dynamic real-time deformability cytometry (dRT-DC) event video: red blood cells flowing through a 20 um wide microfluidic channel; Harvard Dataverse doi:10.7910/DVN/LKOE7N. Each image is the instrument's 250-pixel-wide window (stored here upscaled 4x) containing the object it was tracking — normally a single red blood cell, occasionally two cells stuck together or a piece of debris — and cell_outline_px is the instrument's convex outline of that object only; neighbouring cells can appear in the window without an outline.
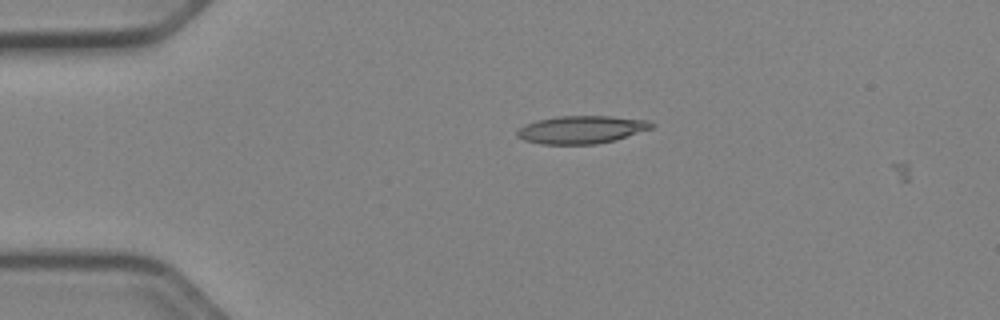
{"species": "Egyptian fruit bat (a non-hibernating species)", "species_latin": "Rousettus aegyptiacus", "temperature_condition": "cold", "stored_images_in_passage": 4, "camera_frame_rate_fps": 3000, "um_per_image_px": 0.085, "animal": {"sex": "female"}, "frame": {"image": 1, "passage_image": 3, "time_ms": 0.667, "image_size_px": [1000, 320], "cell_outline_px": [[656, 124], [652, 128], [616, 140], [596, 144], [540, 144], [524, 140], [516, 136], [516, 132], [524, 124], [536, 120], [556, 116], [612, 116], [652, 120]], "centroid_in_image_um": [49.45, 11.01], "position_along_channel_um": 35.6, "area_um2": 22.08}}